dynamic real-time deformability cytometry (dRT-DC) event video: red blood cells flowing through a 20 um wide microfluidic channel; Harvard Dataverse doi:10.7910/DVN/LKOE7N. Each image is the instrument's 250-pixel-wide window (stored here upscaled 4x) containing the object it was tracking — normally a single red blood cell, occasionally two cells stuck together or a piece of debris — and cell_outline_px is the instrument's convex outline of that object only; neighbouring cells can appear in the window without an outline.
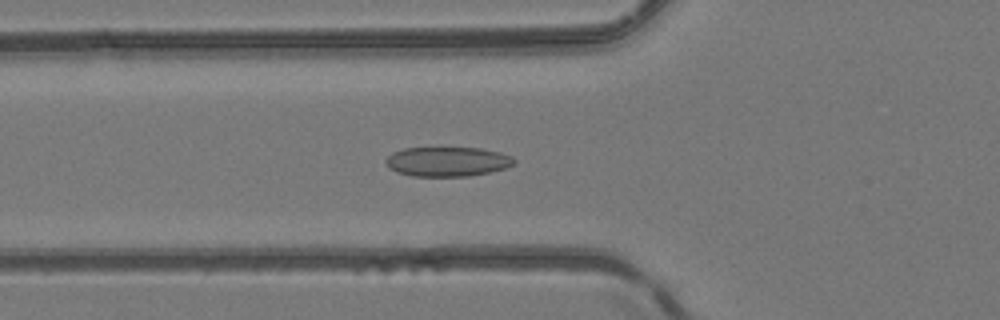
{"species": "common noctule bat (a hibernating species)", "species_latin": "Nyctalus noctula", "temperature_condition": "room temperature", "stored_images_in_passage": 51, "camera_frame_rate_fps": 3000, "um_per_image_px": 0.085, "animal": {"sex": "female", "body_mass_g": 24.6, "forearm_length_mm": 56.2}, "frame": {"image": 1, "passage_image": 19, "time_ms": 6.0, "image_size_px": [1000, 320], "cell_outline_px": [[516, 160], [512, 164], [504, 168], [488, 172], [468, 176], [412, 176], [396, 172], [388, 168], [384, 160], [392, 152], [404, 148], [480, 148], [500, 152], [512, 156]], "centroid_in_image_um": [37.98, 13.73], "position_along_channel_um": 87.8, "area_um2": 22.08}}
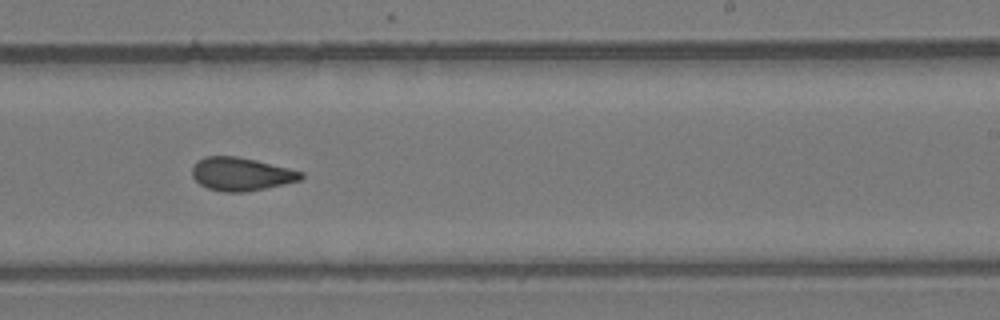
{"frame": {"image": 2, "passage_image": 32, "time_ms": 10.333, "image_size_px": [1000, 320], "cell_outline_px": [[304, 176], [300, 180], [284, 184], [244, 192], [224, 192], [208, 188], [200, 184], [192, 176], [192, 168], [196, 160], [204, 156], [236, 156], [256, 160], [304, 172]], "centroid_in_image_um": [20.48, 14.78], "position_along_channel_um": 268.5, "area_um2": 21.04}}
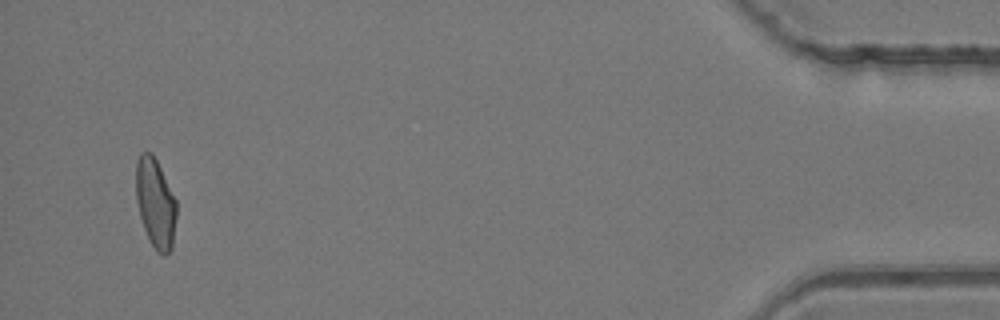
{"frame": {"image": 3, "passage_image": 49, "time_ms": 16.0, "image_size_px": [1000, 320], "cell_outline_px": [[176, 216], [172, 248], [164, 256], [156, 252], [148, 240], [140, 216], [136, 200], [136, 160], [140, 152], [152, 152], [176, 200]], "centroid_in_image_um": [13.2, 17.28], "position_along_channel_um": 422.0, "area_um2": 21.15}, "authors_computed_cell_mechanics": {"area_um2": 21.386, "velocity_mm_per_s": 4.158, "shape_relaxation_time_tau1_ms": null, "shape_relaxation_time_tau2_ms": 1.8572, "deformation_change_tau1": null, "deformation_change_tau2": 0.0895}}